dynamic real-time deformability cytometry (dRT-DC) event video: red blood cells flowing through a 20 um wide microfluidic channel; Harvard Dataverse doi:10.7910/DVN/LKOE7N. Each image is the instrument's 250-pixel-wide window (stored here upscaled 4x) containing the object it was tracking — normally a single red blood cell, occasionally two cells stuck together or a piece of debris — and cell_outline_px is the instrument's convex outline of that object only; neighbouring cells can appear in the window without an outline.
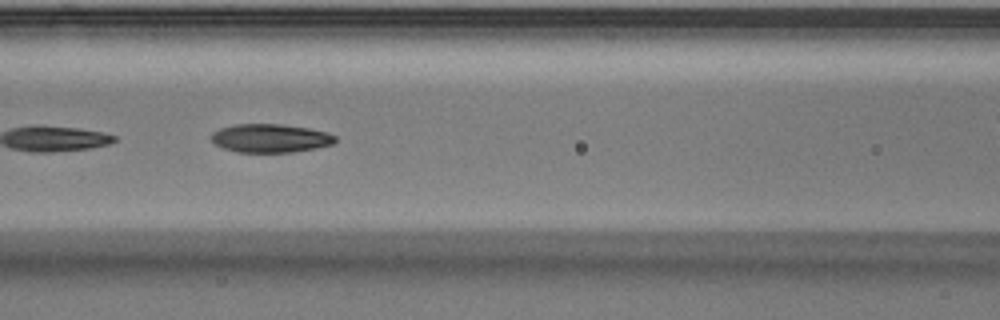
{"species": "Egyptian fruit bat (a non-hibernating species)", "species_latin": "Rousettus aegyptiacus", "temperature_condition": "warm", "stored_images_in_passage": 7, "camera_frame_rate_fps": 3000, "um_per_image_px": 0.085, "animal": {"sex": "male"}, "frame": {"image": 1, "passage_image": 6, "time_ms": 1.667, "image_size_px": [1000, 320], "cell_outline_px": [[336, 140], [332, 144], [316, 148], [292, 152], [236, 152], [224, 148], [216, 144], [212, 140], [212, 132], [220, 128], [232, 124], [280, 124], [308, 128], [328, 132], [336, 136]], "centroid_in_image_um": [22.98, 11.74], "position_along_channel_um": 143.6, "area_um2": 20.58}}